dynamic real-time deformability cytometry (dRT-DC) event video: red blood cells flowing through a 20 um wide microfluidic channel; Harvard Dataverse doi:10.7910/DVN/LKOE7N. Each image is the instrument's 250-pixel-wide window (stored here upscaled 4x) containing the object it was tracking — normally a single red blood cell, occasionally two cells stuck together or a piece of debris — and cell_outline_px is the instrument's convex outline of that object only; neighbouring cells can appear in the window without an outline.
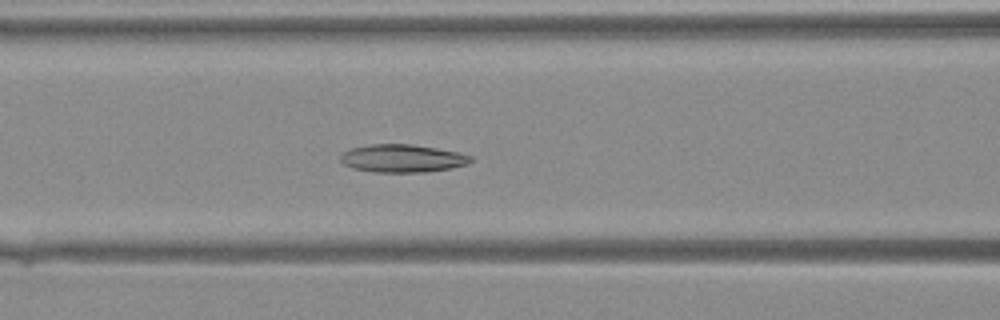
{"species": "Egyptian fruit bat (a non-hibernating species)", "species_latin": "Rousettus aegyptiacus", "temperature_condition": "warm", "stored_images_in_passage": 44, "segment_of_instrument_passage": [1, 2], "camera_frame_rate_fps": 3000, "um_per_image_px": 0.085, "animal": {"sex": "female"}, "frame": {"image": 1, "passage_image": 19, "time_ms": 6.0, "image_size_px": [1000, 320], "cell_outline_px": [[472, 160], [464, 164], [452, 168], [428, 172], [372, 172], [352, 168], [344, 164], [340, 160], [340, 156], [348, 148], [372, 144], [412, 144], [436, 148], [456, 152], [472, 156]], "centroid_in_image_um": [34.15, 13.46], "position_along_channel_um": 132.4, "area_um2": 21.15}}
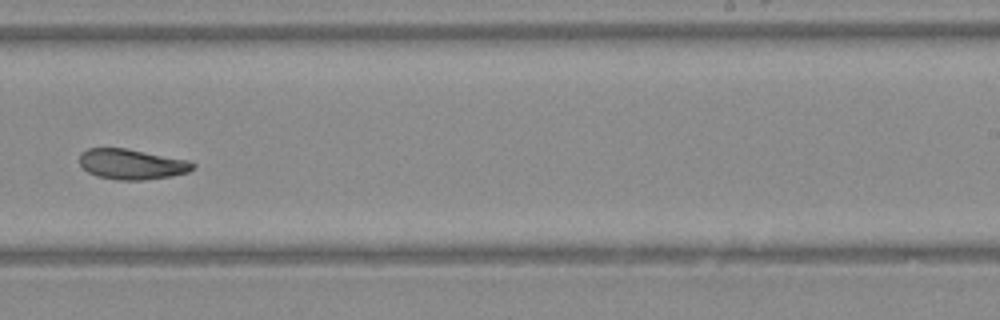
{"frame": {"image": 2, "passage_image": 28, "time_ms": 9.0, "image_size_px": [1000, 320], "cell_outline_px": [[196, 168], [188, 172], [172, 176], [144, 180], [116, 180], [96, 176], [88, 172], [80, 164], [80, 152], [88, 148], [124, 148], [192, 160], [196, 164]], "centroid_in_image_um": [11.25, 13.96], "position_along_channel_um": 277.8, "area_um2": 20.35}}
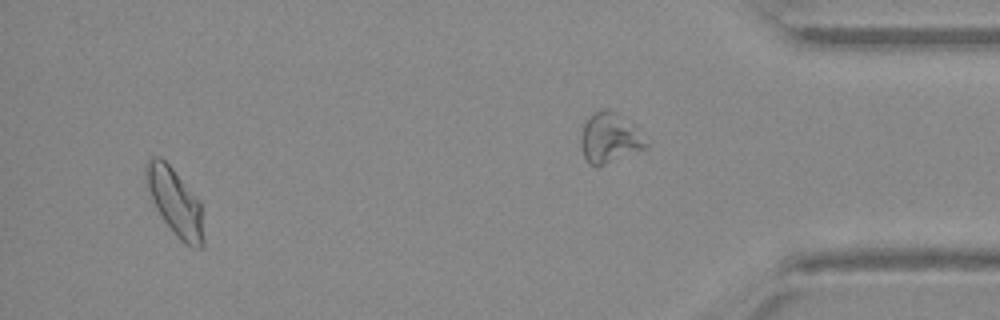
{"frame": {"image": 3, "passage_image": 41, "time_ms": 13.333, "image_size_px": [1000, 320], "cell_outline_px": [[204, 244], [200, 248], [196, 248], [184, 244], [176, 236], [164, 220], [156, 208], [148, 188], [144, 176], [144, 164], [152, 156], [160, 156], [172, 168], [200, 200], [204, 240]], "centroid_in_image_um": [14.87, 17.16], "position_along_channel_um": 420.3, "area_um2": 22.43}}